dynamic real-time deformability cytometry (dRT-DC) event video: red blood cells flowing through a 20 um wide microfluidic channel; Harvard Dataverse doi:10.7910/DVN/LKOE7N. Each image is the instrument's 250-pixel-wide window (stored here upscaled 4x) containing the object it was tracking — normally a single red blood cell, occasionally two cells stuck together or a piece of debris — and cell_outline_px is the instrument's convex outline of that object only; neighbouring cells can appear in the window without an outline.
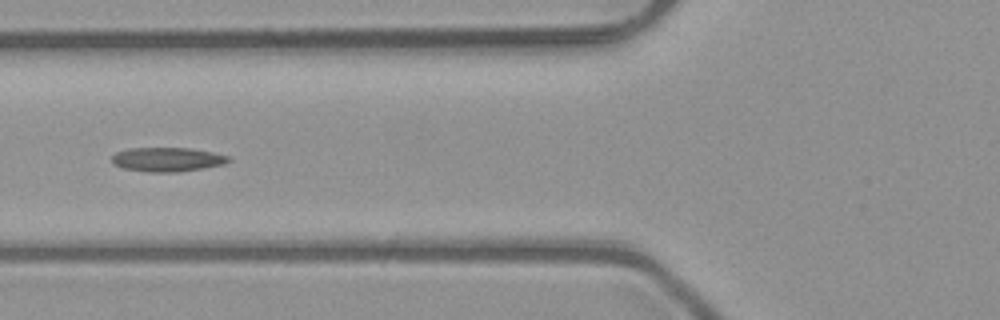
{"species": "common noctule bat (a hibernating species)", "species_latin": "Nyctalus noctula", "temperature_condition": "room temperature", "stored_images_in_passage": 2, "camera_frame_rate_fps": 3000, "um_per_image_px": 0.085, "animal": {"sex": "male", "body_mass_g": 23.1, "forearm_length_mm": 52.7}, "frame": {"image": 1, "passage_image": 2, "time_ms": 0.333, "image_size_px": [1000, 320], "cell_outline_px": [[232, 160], [224, 164], [180, 172], [148, 172], [124, 168], [112, 164], [112, 156], [116, 152], [132, 148], [192, 148], [212, 152], [228, 156]], "centroid_in_image_um": [14.23, 13.55], "position_along_channel_um": 111.6, "area_um2": 16.42}}